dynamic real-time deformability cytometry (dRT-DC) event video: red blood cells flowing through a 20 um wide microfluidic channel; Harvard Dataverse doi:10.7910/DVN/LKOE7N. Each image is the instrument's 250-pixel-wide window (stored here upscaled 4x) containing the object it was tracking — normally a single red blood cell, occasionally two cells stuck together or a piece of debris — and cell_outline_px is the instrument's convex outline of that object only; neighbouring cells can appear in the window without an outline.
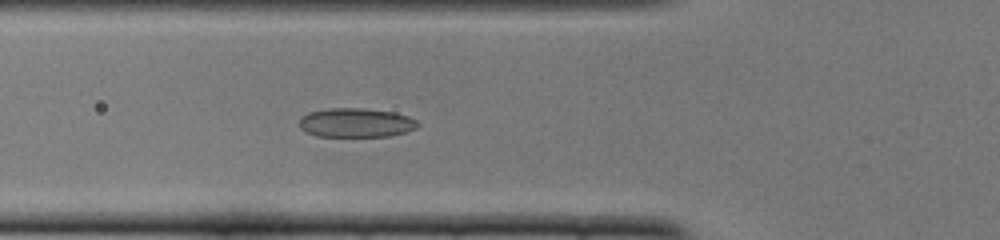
{"species": "common noctule bat (a hibernating species)", "species_latin": "Nyctalus noctula", "temperature_condition": "cold", "stored_images_in_passage": 40, "camera_frame_rate_fps": 3000, "um_per_image_px": 0.085, "animal": {"sex": "female", "body_mass_g": 22.0, "forearm_length_mm": 56.7}, "frame": {"image": 1, "passage_image": 7, "time_ms": 2.0, "image_size_px": [1000, 240], "cell_outline_px": [[420, 124], [416, 128], [408, 132], [392, 136], [316, 136], [304, 132], [300, 128], [300, 116], [308, 112], [328, 108], [364, 108], [396, 112], [408, 116], [416, 120]], "centroid_in_image_um": [30.26, 10.43], "position_along_channel_um": 95.5, "area_um2": 20.46}}
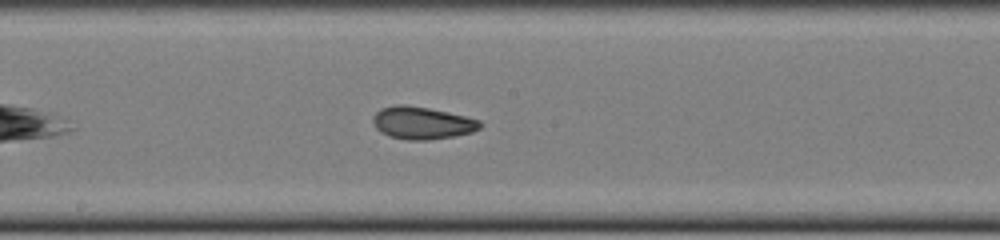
{"frame": {"image": 2, "passage_image": 16, "time_ms": 5.0, "image_size_px": [1000, 240], "cell_outline_px": [[480, 128], [472, 132], [452, 136], [428, 140], [408, 140], [392, 136], [380, 132], [376, 128], [372, 120], [372, 116], [380, 108], [396, 104], [404, 104], [428, 108], [464, 116], [480, 120]], "centroid_in_image_um": [35.83, 10.44], "position_along_channel_um": 212.4, "area_um2": 20.06}}
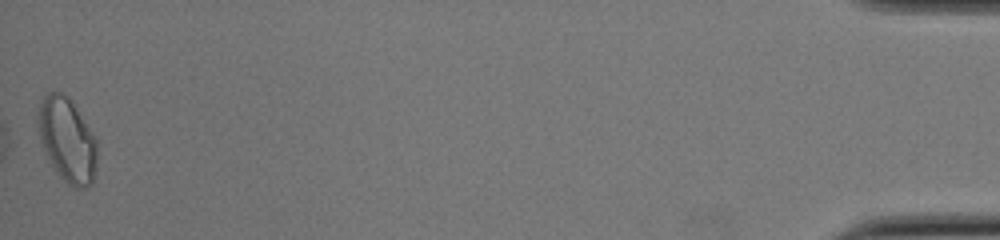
{"frame": {"image": 3, "passage_image": 40, "time_ms": 13.0, "image_size_px": [1000, 240], "cell_outline_px": [[96, 168], [92, 184], [84, 188], [72, 188], [60, 176], [52, 164], [40, 140], [36, 120], [36, 112], [40, 100], [48, 92], [60, 92], [68, 96], [72, 100], [96, 140]], "centroid_in_image_um": [5.69, 11.86], "position_along_channel_um": 429.5, "area_um2": 29.02}, "authors_computed_cell_mechanics": {"area_um2": 20.3745, "velocity_mm_per_s": 3.8886, "shape_relaxation_time_tau1_ms": 8.0213, "shape_relaxation_time_tau2_ms": 2.2387, "deformation_change_tau1": 0.1726, "deformation_change_tau2": 0.0725}}